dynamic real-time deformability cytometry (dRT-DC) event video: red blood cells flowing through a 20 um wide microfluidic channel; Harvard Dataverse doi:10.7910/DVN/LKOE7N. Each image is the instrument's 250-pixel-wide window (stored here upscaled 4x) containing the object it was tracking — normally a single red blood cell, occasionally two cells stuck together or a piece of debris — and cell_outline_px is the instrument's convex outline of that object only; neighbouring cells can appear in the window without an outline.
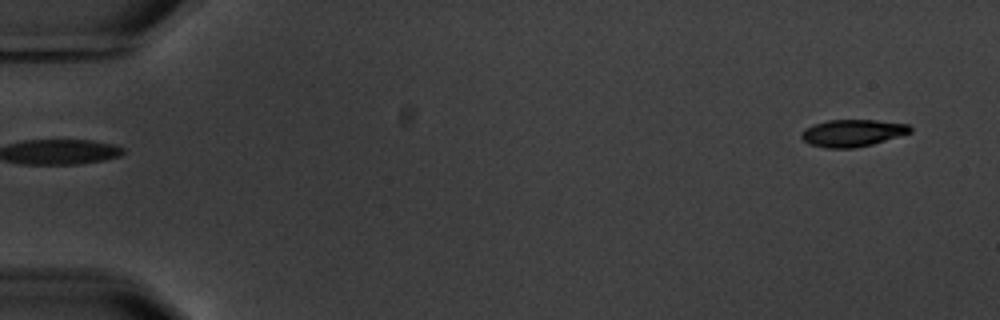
{"species": "common noctule bat (a hibernating species)", "species_latin": "Nyctalus noctula", "temperature_condition": "warm", "stored_images_in_passage": 5, "segment_of_instrument_passage": [2, 2], "camera_frame_rate_fps": 3000, "um_per_image_px": 0.085, "animal": {"sex": "male", "body_mass_g": 20.1, "forearm_length_mm": 53.5}, "frame": {"image": 1, "passage_image": 5, "time_ms": 6.333, "image_size_px": [1000, 320], "cell_outline_px": [[912, 132], [872, 144], [852, 148], [828, 148], [812, 144], [804, 140], [800, 136], [808, 128], [816, 124], [828, 120], [876, 120], [908, 124], [912, 128]], "centroid_in_image_um": [72.52, 11.3], "position_along_channel_um": 12.5, "area_um2": 16.76}}